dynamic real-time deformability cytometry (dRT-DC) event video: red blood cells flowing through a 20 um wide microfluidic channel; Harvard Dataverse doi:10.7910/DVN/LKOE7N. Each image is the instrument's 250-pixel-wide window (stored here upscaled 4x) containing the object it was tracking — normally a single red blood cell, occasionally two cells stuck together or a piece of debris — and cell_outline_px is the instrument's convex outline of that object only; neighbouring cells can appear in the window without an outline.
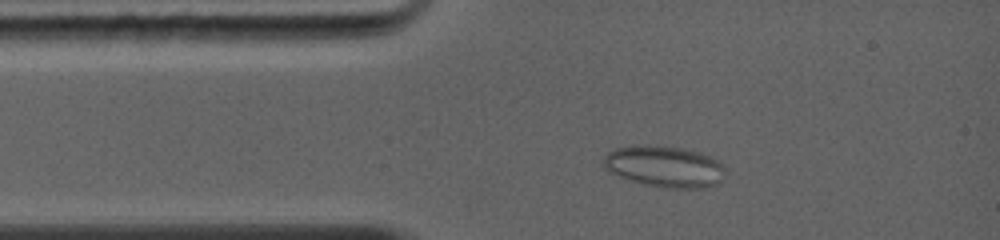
{"species": "common noctule bat (a hibernating species)", "species_latin": "Nyctalus noctula", "temperature_condition": "warm", "stored_images_in_passage": 46, "camera_frame_rate_fps": 5000, "um_per_image_px": 0.085, "animal": {"sex": "female", "body_mass_g": 19.0, "forearm_length_mm": 56.7}, "frame": {"image": 1, "passage_image": 6, "time_ms": 2.0, "image_size_px": [1000, 240], "cell_outline_px": [[712, 164], [708, 184], [692, 188], [664, 188], [640, 184], [620, 176], [604, 160], [612, 152], [620, 148], [676, 148], [692, 152], [712, 160]], "centroid_in_image_um": [56.22, 14.2], "position_along_channel_um": 28.8, "area_um2": 24.8}}
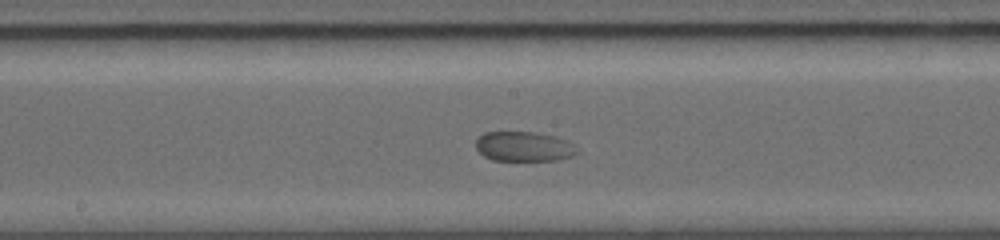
{"frame": {"image": 2, "passage_image": 23, "time_ms": 6.6, "image_size_px": [1000, 240], "cell_outline_px": [[580, 152], [572, 156], [552, 160], [492, 160], [484, 156], [476, 148], [476, 140], [484, 132], [532, 132], [552, 136]], "centroid_in_image_um": [44.41, 12.46], "position_along_channel_um": 203.8, "area_um2": 16.88}}
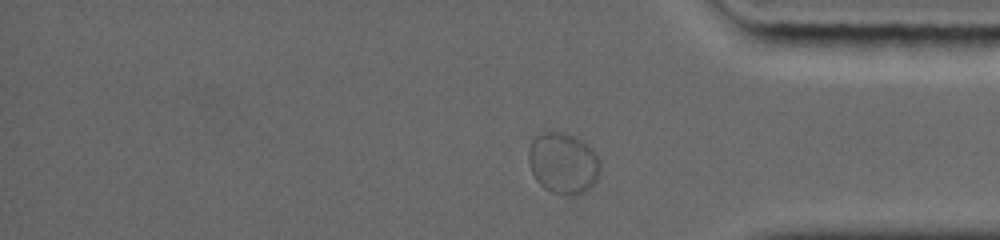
{"frame": {"image": 3, "passage_image": 41, "time_ms": 11.2, "image_size_px": [1000, 240], "cell_outline_px": [[600, 172], [596, 180], [584, 192], [576, 196], [552, 192], [544, 188], [536, 180], [532, 172], [528, 160], [528, 152], [532, 140], [540, 132], [564, 132], [576, 136], [588, 144], [592, 148], [600, 160]], "centroid_in_image_um": [47.87, 13.85], "position_along_channel_um": 387.3, "area_um2": 25.72}}